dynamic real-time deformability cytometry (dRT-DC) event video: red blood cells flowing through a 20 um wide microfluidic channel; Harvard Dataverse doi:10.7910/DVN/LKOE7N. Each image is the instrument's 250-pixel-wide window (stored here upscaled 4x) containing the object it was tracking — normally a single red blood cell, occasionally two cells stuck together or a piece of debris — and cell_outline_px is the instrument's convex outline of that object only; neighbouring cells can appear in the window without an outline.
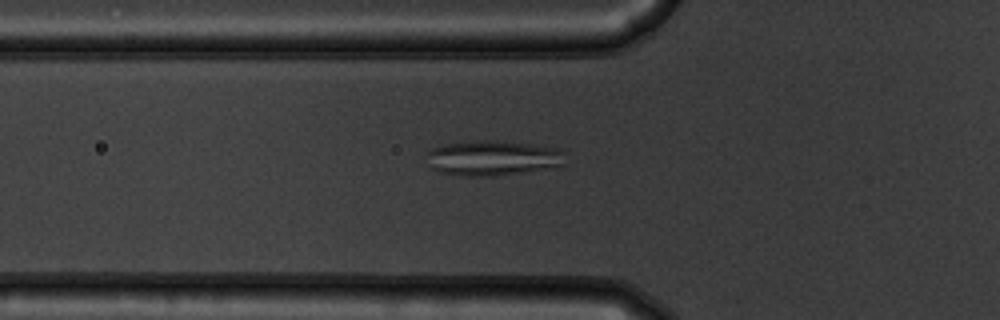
{"species": "common noctule bat (a hibernating species)", "species_latin": "Nyctalus noctula", "temperature_condition": "warm", "stored_images_in_passage": 40, "camera_frame_rate_fps": 3000, "um_per_image_px": 0.085, "animal": {"sex": "male", "body_mass_g": 19.5, "forearm_length_mm": 54.6}, "frame": {"image": 1, "passage_image": 6, "time_ms": 1.667, "image_size_px": [1000, 320], "cell_outline_px": [[564, 164], [556, 168], [496, 176], [464, 176], [440, 172], [432, 168], [428, 152], [432, 148], [448, 144], [476, 140], [492, 140], [528, 144], [556, 148], [564, 152]], "centroid_in_image_um": [41.95, 13.45], "position_along_channel_um": 83.8, "area_um2": 28.21}}
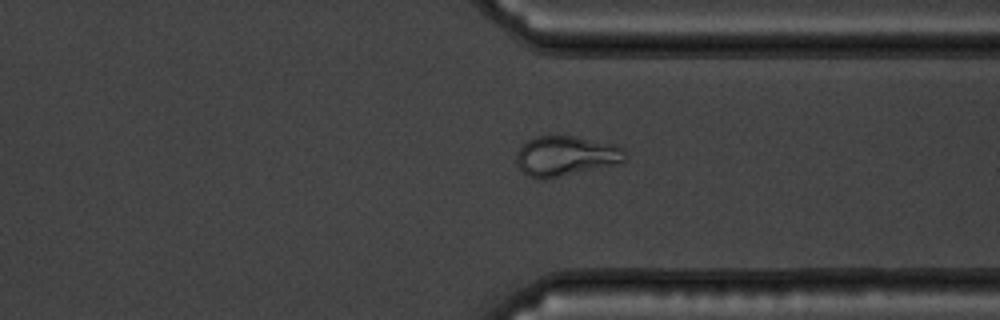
{"frame": {"image": 2, "passage_image": 28, "time_ms": 9.0, "image_size_px": [1000, 320], "cell_outline_px": [[628, 156], [620, 164], [544, 180], [536, 180], [528, 176], [516, 164], [516, 152], [528, 140], [536, 136], [576, 136], [612, 144], [624, 148]], "centroid_in_image_um": [48.1, 13.28], "position_along_channel_um": 363.3, "area_um2": 25.72}}
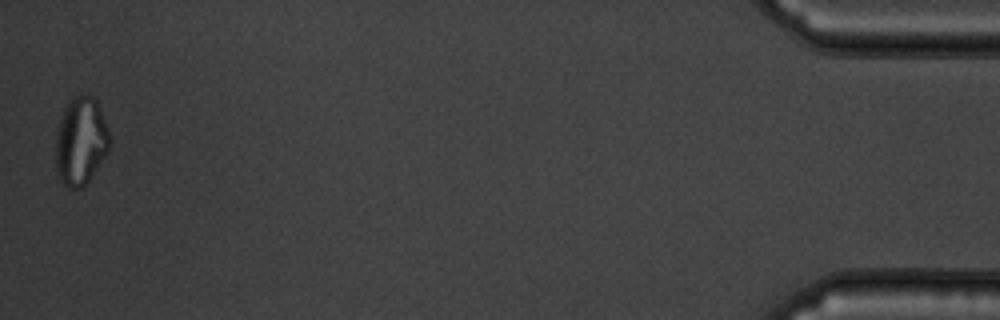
{"frame": {"image": 3, "passage_image": 40, "time_ms": 13.0, "image_size_px": [1000, 320], "cell_outline_px": [[108, 152], [84, 188], [68, 188], [60, 180], [56, 164], [56, 132], [64, 108], [68, 100], [76, 96], [92, 96], [96, 100], [108, 128]], "centroid_in_image_um": [6.85, 12.02], "position_along_channel_um": 428.3, "area_um2": 27.4}}